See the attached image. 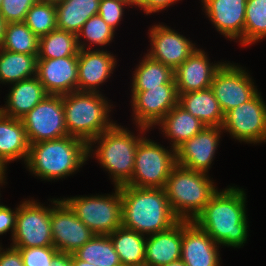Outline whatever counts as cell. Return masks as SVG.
Wrapping results in <instances>:
<instances>
[{"label":"cell","mask_w":266,"mask_h":266,"mask_svg":"<svg viewBox=\"0 0 266 266\" xmlns=\"http://www.w3.org/2000/svg\"><path fill=\"white\" fill-rule=\"evenodd\" d=\"M246 200L244 188L237 185L218 189L193 221L221 248H242L249 235Z\"/></svg>","instance_id":"1"},{"label":"cell","mask_w":266,"mask_h":266,"mask_svg":"<svg viewBox=\"0 0 266 266\" xmlns=\"http://www.w3.org/2000/svg\"><path fill=\"white\" fill-rule=\"evenodd\" d=\"M122 226L145 236L169 229L179 221L164 188L121 185Z\"/></svg>","instance_id":"2"},{"label":"cell","mask_w":266,"mask_h":266,"mask_svg":"<svg viewBox=\"0 0 266 266\" xmlns=\"http://www.w3.org/2000/svg\"><path fill=\"white\" fill-rule=\"evenodd\" d=\"M136 128L139 131L137 136L127 127L115 123L87 144L88 160L89 157L97 160L112 178L114 186L125 185L132 178L137 146L150 130L142 126Z\"/></svg>","instance_id":"3"},{"label":"cell","mask_w":266,"mask_h":266,"mask_svg":"<svg viewBox=\"0 0 266 266\" xmlns=\"http://www.w3.org/2000/svg\"><path fill=\"white\" fill-rule=\"evenodd\" d=\"M87 143L74 136L29 145L25 167L41 181L62 180L87 164Z\"/></svg>","instance_id":"4"},{"label":"cell","mask_w":266,"mask_h":266,"mask_svg":"<svg viewBox=\"0 0 266 266\" xmlns=\"http://www.w3.org/2000/svg\"><path fill=\"white\" fill-rule=\"evenodd\" d=\"M105 97L102 92L74 91L62 95L69 136L82 139L88 144L117 122L110 117L114 106Z\"/></svg>","instance_id":"5"},{"label":"cell","mask_w":266,"mask_h":266,"mask_svg":"<svg viewBox=\"0 0 266 266\" xmlns=\"http://www.w3.org/2000/svg\"><path fill=\"white\" fill-rule=\"evenodd\" d=\"M209 174L176 164L164 190L173 213L179 220L193 221L218 191ZM217 187V188H216Z\"/></svg>","instance_id":"6"},{"label":"cell","mask_w":266,"mask_h":266,"mask_svg":"<svg viewBox=\"0 0 266 266\" xmlns=\"http://www.w3.org/2000/svg\"><path fill=\"white\" fill-rule=\"evenodd\" d=\"M111 194L62 198L76 216L96 235H109L122 226L120 186Z\"/></svg>","instance_id":"7"},{"label":"cell","mask_w":266,"mask_h":266,"mask_svg":"<svg viewBox=\"0 0 266 266\" xmlns=\"http://www.w3.org/2000/svg\"><path fill=\"white\" fill-rule=\"evenodd\" d=\"M165 148L146 136L136 149L132 178L125 184L139 188H164L176 165L175 149Z\"/></svg>","instance_id":"8"},{"label":"cell","mask_w":266,"mask_h":266,"mask_svg":"<svg viewBox=\"0 0 266 266\" xmlns=\"http://www.w3.org/2000/svg\"><path fill=\"white\" fill-rule=\"evenodd\" d=\"M27 198L17 205L16 228L10 241L12 247L54 246L51 231V205Z\"/></svg>","instance_id":"9"},{"label":"cell","mask_w":266,"mask_h":266,"mask_svg":"<svg viewBox=\"0 0 266 266\" xmlns=\"http://www.w3.org/2000/svg\"><path fill=\"white\" fill-rule=\"evenodd\" d=\"M232 139L258 145L266 142V103L258 91L249 101L228 111L222 125Z\"/></svg>","instance_id":"10"},{"label":"cell","mask_w":266,"mask_h":266,"mask_svg":"<svg viewBox=\"0 0 266 266\" xmlns=\"http://www.w3.org/2000/svg\"><path fill=\"white\" fill-rule=\"evenodd\" d=\"M238 63L224 61L214 75L210 88L224 115L249 101L259 90L250 72Z\"/></svg>","instance_id":"11"},{"label":"cell","mask_w":266,"mask_h":266,"mask_svg":"<svg viewBox=\"0 0 266 266\" xmlns=\"http://www.w3.org/2000/svg\"><path fill=\"white\" fill-rule=\"evenodd\" d=\"M21 121L29 144L68 136L60 95H47Z\"/></svg>","instance_id":"12"},{"label":"cell","mask_w":266,"mask_h":266,"mask_svg":"<svg viewBox=\"0 0 266 266\" xmlns=\"http://www.w3.org/2000/svg\"><path fill=\"white\" fill-rule=\"evenodd\" d=\"M48 201L51 202L53 245L59 252L73 254L96 235L62 198H50Z\"/></svg>","instance_id":"13"},{"label":"cell","mask_w":266,"mask_h":266,"mask_svg":"<svg viewBox=\"0 0 266 266\" xmlns=\"http://www.w3.org/2000/svg\"><path fill=\"white\" fill-rule=\"evenodd\" d=\"M130 92L133 124L150 131L178 104L176 84H163L146 91Z\"/></svg>","instance_id":"14"},{"label":"cell","mask_w":266,"mask_h":266,"mask_svg":"<svg viewBox=\"0 0 266 266\" xmlns=\"http://www.w3.org/2000/svg\"><path fill=\"white\" fill-rule=\"evenodd\" d=\"M150 49L147 55L173 71L198 48L197 44L163 23L152 25L148 30Z\"/></svg>","instance_id":"15"},{"label":"cell","mask_w":266,"mask_h":266,"mask_svg":"<svg viewBox=\"0 0 266 266\" xmlns=\"http://www.w3.org/2000/svg\"><path fill=\"white\" fill-rule=\"evenodd\" d=\"M222 134V127L206 126L197 135L184 141L175 149L176 164L209 174Z\"/></svg>","instance_id":"16"},{"label":"cell","mask_w":266,"mask_h":266,"mask_svg":"<svg viewBox=\"0 0 266 266\" xmlns=\"http://www.w3.org/2000/svg\"><path fill=\"white\" fill-rule=\"evenodd\" d=\"M202 11L215 30L227 40L244 47V23L247 0H200Z\"/></svg>","instance_id":"17"},{"label":"cell","mask_w":266,"mask_h":266,"mask_svg":"<svg viewBox=\"0 0 266 266\" xmlns=\"http://www.w3.org/2000/svg\"><path fill=\"white\" fill-rule=\"evenodd\" d=\"M104 50L79 49L77 91L101 93L100 85L108 82L117 66V58Z\"/></svg>","instance_id":"18"},{"label":"cell","mask_w":266,"mask_h":266,"mask_svg":"<svg viewBox=\"0 0 266 266\" xmlns=\"http://www.w3.org/2000/svg\"><path fill=\"white\" fill-rule=\"evenodd\" d=\"M48 95L77 91L78 54L56 59H38L37 75Z\"/></svg>","instance_id":"19"},{"label":"cell","mask_w":266,"mask_h":266,"mask_svg":"<svg viewBox=\"0 0 266 266\" xmlns=\"http://www.w3.org/2000/svg\"><path fill=\"white\" fill-rule=\"evenodd\" d=\"M208 53L197 48L181 65L174 70V79L178 95L210 88L214 75L223 65V61H210Z\"/></svg>","instance_id":"20"},{"label":"cell","mask_w":266,"mask_h":266,"mask_svg":"<svg viewBox=\"0 0 266 266\" xmlns=\"http://www.w3.org/2000/svg\"><path fill=\"white\" fill-rule=\"evenodd\" d=\"M220 247L194 221L183 220L180 259L187 266H221Z\"/></svg>","instance_id":"21"},{"label":"cell","mask_w":266,"mask_h":266,"mask_svg":"<svg viewBox=\"0 0 266 266\" xmlns=\"http://www.w3.org/2000/svg\"><path fill=\"white\" fill-rule=\"evenodd\" d=\"M183 220L167 230L146 236L144 265L162 266L181 257Z\"/></svg>","instance_id":"22"},{"label":"cell","mask_w":266,"mask_h":266,"mask_svg":"<svg viewBox=\"0 0 266 266\" xmlns=\"http://www.w3.org/2000/svg\"><path fill=\"white\" fill-rule=\"evenodd\" d=\"M11 88L1 105V113L8 117L21 119L48 94L37 76L9 85Z\"/></svg>","instance_id":"23"},{"label":"cell","mask_w":266,"mask_h":266,"mask_svg":"<svg viewBox=\"0 0 266 266\" xmlns=\"http://www.w3.org/2000/svg\"><path fill=\"white\" fill-rule=\"evenodd\" d=\"M29 145L21 119L8 117L0 112V164L6 171L7 165L13 161L22 160L25 164Z\"/></svg>","instance_id":"24"},{"label":"cell","mask_w":266,"mask_h":266,"mask_svg":"<svg viewBox=\"0 0 266 266\" xmlns=\"http://www.w3.org/2000/svg\"><path fill=\"white\" fill-rule=\"evenodd\" d=\"M156 126L160 127L161 134L169 140V147L173 149L206 127L198 118L185 111L178 104Z\"/></svg>","instance_id":"25"},{"label":"cell","mask_w":266,"mask_h":266,"mask_svg":"<svg viewBox=\"0 0 266 266\" xmlns=\"http://www.w3.org/2000/svg\"><path fill=\"white\" fill-rule=\"evenodd\" d=\"M178 105L207 127H222L223 125L224 113L211 88L180 93Z\"/></svg>","instance_id":"26"},{"label":"cell","mask_w":266,"mask_h":266,"mask_svg":"<svg viewBox=\"0 0 266 266\" xmlns=\"http://www.w3.org/2000/svg\"><path fill=\"white\" fill-rule=\"evenodd\" d=\"M100 0H60L55 2L57 28L78 34L84 23L98 14Z\"/></svg>","instance_id":"27"},{"label":"cell","mask_w":266,"mask_h":266,"mask_svg":"<svg viewBox=\"0 0 266 266\" xmlns=\"http://www.w3.org/2000/svg\"><path fill=\"white\" fill-rule=\"evenodd\" d=\"M144 54L133 71L131 91H146L163 84H176L174 71L170 67Z\"/></svg>","instance_id":"28"},{"label":"cell","mask_w":266,"mask_h":266,"mask_svg":"<svg viewBox=\"0 0 266 266\" xmlns=\"http://www.w3.org/2000/svg\"><path fill=\"white\" fill-rule=\"evenodd\" d=\"M122 266L144 265L146 236L123 226L109 234Z\"/></svg>","instance_id":"29"},{"label":"cell","mask_w":266,"mask_h":266,"mask_svg":"<svg viewBox=\"0 0 266 266\" xmlns=\"http://www.w3.org/2000/svg\"><path fill=\"white\" fill-rule=\"evenodd\" d=\"M37 56L0 49V84L10 85L36 76Z\"/></svg>","instance_id":"30"},{"label":"cell","mask_w":266,"mask_h":266,"mask_svg":"<svg viewBox=\"0 0 266 266\" xmlns=\"http://www.w3.org/2000/svg\"><path fill=\"white\" fill-rule=\"evenodd\" d=\"M73 254L96 266H122L109 235H95Z\"/></svg>","instance_id":"31"},{"label":"cell","mask_w":266,"mask_h":266,"mask_svg":"<svg viewBox=\"0 0 266 266\" xmlns=\"http://www.w3.org/2000/svg\"><path fill=\"white\" fill-rule=\"evenodd\" d=\"M78 52L77 35L74 33L57 28L39 38L38 59L76 56Z\"/></svg>","instance_id":"32"},{"label":"cell","mask_w":266,"mask_h":266,"mask_svg":"<svg viewBox=\"0 0 266 266\" xmlns=\"http://www.w3.org/2000/svg\"><path fill=\"white\" fill-rule=\"evenodd\" d=\"M115 34L116 31L99 14H96L90 17L82 26L77 34V44L79 49L94 50L95 48V50H104L106 45L109 46L114 41Z\"/></svg>","instance_id":"33"},{"label":"cell","mask_w":266,"mask_h":266,"mask_svg":"<svg viewBox=\"0 0 266 266\" xmlns=\"http://www.w3.org/2000/svg\"><path fill=\"white\" fill-rule=\"evenodd\" d=\"M1 49L6 51L38 55L39 37L24 22L6 24Z\"/></svg>","instance_id":"34"},{"label":"cell","mask_w":266,"mask_h":266,"mask_svg":"<svg viewBox=\"0 0 266 266\" xmlns=\"http://www.w3.org/2000/svg\"><path fill=\"white\" fill-rule=\"evenodd\" d=\"M266 38V0H247L244 23V47Z\"/></svg>","instance_id":"35"},{"label":"cell","mask_w":266,"mask_h":266,"mask_svg":"<svg viewBox=\"0 0 266 266\" xmlns=\"http://www.w3.org/2000/svg\"><path fill=\"white\" fill-rule=\"evenodd\" d=\"M56 18L55 2L39 0L27 12L24 23L40 38L57 29Z\"/></svg>","instance_id":"36"},{"label":"cell","mask_w":266,"mask_h":266,"mask_svg":"<svg viewBox=\"0 0 266 266\" xmlns=\"http://www.w3.org/2000/svg\"><path fill=\"white\" fill-rule=\"evenodd\" d=\"M14 248L19 250L24 266H50L53 257L59 252L54 246Z\"/></svg>","instance_id":"37"},{"label":"cell","mask_w":266,"mask_h":266,"mask_svg":"<svg viewBox=\"0 0 266 266\" xmlns=\"http://www.w3.org/2000/svg\"><path fill=\"white\" fill-rule=\"evenodd\" d=\"M127 7L131 6L124 0H100L98 14L111 28L117 31L118 25L123 21L124 8Z\"/></svg>","instance_id":"38"},{"label":"cell","mask_w":266,"mask_h":266,"mask_svg":"<svg viewBox=\"0 0 266 266\" xmlns=\"http://www.w3.org/2000/svg\"><path fill=\"white\" fill-rule=\"evenodd\" d=\"M39 0H3L0 14L6 23L24 22L27 12Z\"/></svg>","instance_id":"39"},{"label":"cell","mask_w":266,"mask_h":266,"mask_svg":"<svg viewBox=\"0 0 266 266\" xmlns=\"http://www.w3.org/2000/svg\"><path fill=\"white\" fill-rule=\"evenodd\" d=\"M16 217L17 207L12 209L3 203L0 205V236L11 232L10 238L12 239L16 228Z\"/></svg>","instance_id":"40"},{"label":"cell","mask_w":266,"mask_h":266,"mask_svg":"<svg viewBox=\"0 0 266 266\" xmlns=\"http://www.w3.org/2000/svg\"><path fill=\"white\" fill-rule=\"evenodd\" d=\"M182 0H142V2L137 6L139 10H143L144 14L147 16L150 14L159 13L166 10L170 6H173L176 2Z\"/></svg>","instance_id":"41"},{"label":"cell","mask_w":266,"mask_h":266,"mask_svg":"<svg viewBox=\"0 0 266 266\" xmlns=\"http://www.w3.org/2000/svg\"><path fill=\"white\" fill-rule=\"evenodd\" d=\"M0 266H24L19 250L12 246L4 249L0 244Z\"/></svg>","instance_id":"42"},{"label":"cell","mask_w":266,"mask_h":266,"mask_svg":"<svg viewBox=\"0 0 266 266\" xmlns=\"http://www.w3.org/2000/svg\"><path fill=\"white\" fill-rule=\"evenodd\" d=\"M50 266H72V254L58 252L53 257Z\"/></svg>","instance_id":"43"},{"label":"cell","mask_w":266,"mask_h":266,"mask_svg":"<svg viewBox=\"0 0 266 266\" xmlns=\"http://www.w3.org/2000/svg\"><path fill=\"white\" fill-rule=\"evenodd\" d=\"M6 24H7L6 21L2 18L1 14H0V49H1V46H2L3 40H4Z\"/></svg>","instance_id":"44"},{"label":"cell","mask_w":266,"mask_h":266,"mask_svg":"<svg viewBox=\"0 0 266 266\" xmlns=\"http://www.w3.org/2000/svg\"><path fill=\"white\" fill-rule=\"evenodd\" d=\"M72 266H96V265L80 260L74 254H72Z\"/></svg>","instance_id":"45"},{"label":"cell","mask_w":266,"mask_h":266,"mask_svg":"<svg viewBox=\"0 0 266 266\" xmlns=\"http://www.w3.org/2000/svg\"><path fill=\"white\" fill-rule=\"evenodd\" d=\"M162 266H187L182 259H179L177 261L174 262H170L168 264L162 265Z\"/></svg>","instance_id":"46"},{"label":"cell","mask_w":266,"mask_h":266,"mask_svg":"<svg viewBox=\"0 0 266 266\" xmlns=\"http://www.w3.org/2000/svg\"><path fill=\"white\" fill-rule=\"evenodd\" d=\"M124 1L127 2L132 8L135 7L136 9L137 6L142 2V0H124Z\"/></svg>","instance_id":"47"},{"label":"cell","mask_w":266,"mask_h":266,"mask_svg":"<svg viewBox=\"0 0 266 266\" xmlns=\"http://www.w3.org/2000/svg\"><path fill=\"white\" fill-rule=\"evenodd\" d=\"M6 179H7V175H6V173L0 178V189H1V187L3 186V185H6L7 184V182H6ZM6 183V184H5ZM1 192V191H0ZM1 193H0V198H1ZM1 200V199H0ZM2 203H1V201H0V205H1Z\"/></svg>","instance_id":"48"},{"label":"cell","mask_w":266,"mask_h":266,"mask_svg":"<svg viewBox=\"0 0 266 266\" xmlns=\"http://www.w3.org/2000/svg\"><path fill=\"white\" fill-rule=\"evenodd\" d=\"M7 171L4 169V167L0 164V178L6 173Z\"/></svg>","instance_id":"49"},{"label":"cell","mask_w":266,"mask_h":266,"mask_svg":"<svg viewBox=\"0 0 266 266\" xmlns=\"http://www.w3.org/2000/svg\"><path fill=\"white\" fill-rule=\"evenodd\" d=\"M48 1L57 2V1H60V0H48Z\"/></svg>","instance_id":"50"},{"label":"cell","mask_w":266,"mask_h":266,"mask_svg":"<svg viewBox=\"0 0 266 266\" xmlns=\"http://www.w3.org/2000/svg\"><path fill=\"white\" fill-rule=\"evenodd\" d=\"M2 2H3V0H0V8H1V6H2Z\"/></svg>","instance_id":"51"}]
</instances>
